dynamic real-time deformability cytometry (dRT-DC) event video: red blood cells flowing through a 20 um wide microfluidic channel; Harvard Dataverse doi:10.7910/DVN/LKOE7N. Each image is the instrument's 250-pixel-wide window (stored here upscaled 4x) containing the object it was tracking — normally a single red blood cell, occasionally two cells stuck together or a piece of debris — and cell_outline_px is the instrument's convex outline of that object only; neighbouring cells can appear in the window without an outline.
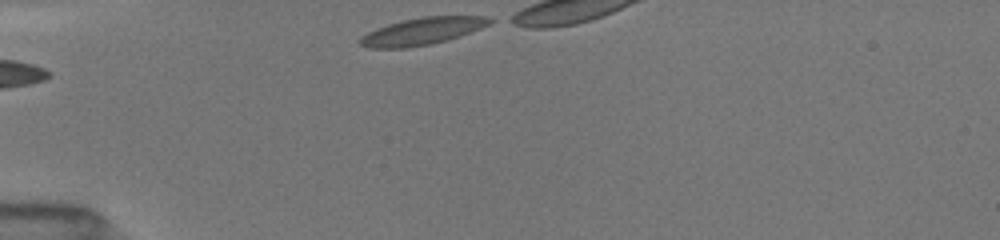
{"species": "common noctule bat (a hibernating species)", "species_latin": "Nyctalus noctula", "temperature_condition": "room temperature", "stored_images_in_passage": 10, "camera_frame_rate_fps": 3000, "um_per_image_px": 0.085, "animal": {"sex": "female", "body_mass_g": 19.5, "forearm_length_mm": 54.1}, "frame": {"image": 1, "passage_image": 1, "time_ms": 0.0, "image_size_px": [1000, 240], "cell_outline_px": [[496, 20], [480, 28], [432, 44], [404, 48], [372, 48], [360, 44], [360, 40], [368, 32], [376, 28], [388, 24], [404, 20], [424, 16], [484, 16]], "centroid_in_image_um": [35.88, 2.64], "position_along_channel_um": 49.1, "area_um2": 19.94}}
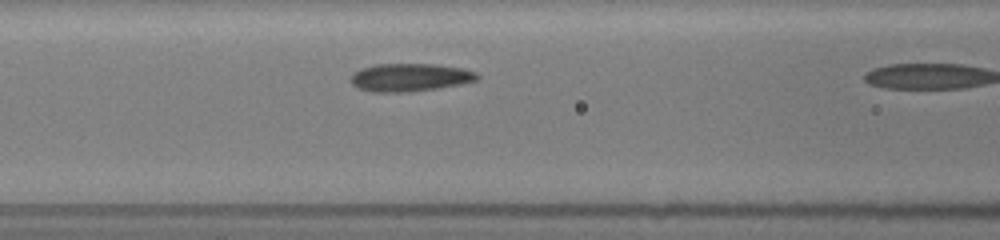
{"frame": {"image": 2, "passage_image": 9, "time_ms": 2.667, "image_size_px": [1000, 240], "cell_outline_px": [[480, 76], [476, 80], [460, 84], [436, 88], [408, 92], [372, 92], [360, 88], [352, 84], [352, 76], [360, 68], [376, 64], [432, 64], [460, 68], [476, 72]], "centroid_in_image_um": [34.84, 6.58], "position_along_channel_um": 131.8, "area_um2": 20.29}}